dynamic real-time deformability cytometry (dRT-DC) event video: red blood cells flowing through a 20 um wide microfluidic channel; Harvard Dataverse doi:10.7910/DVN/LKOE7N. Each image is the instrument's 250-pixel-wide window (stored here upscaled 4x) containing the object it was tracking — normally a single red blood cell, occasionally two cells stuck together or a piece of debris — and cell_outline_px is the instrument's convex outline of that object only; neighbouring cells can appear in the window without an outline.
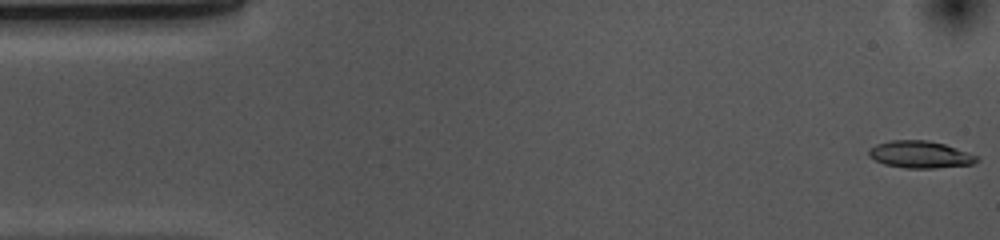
{"species": "common noctule bat (a hibernating species)", "species_latin": "Nyctalus noctula", "temperature_condition": "cold", "stored_images_in_passage": 53, "camera_frame_rate_fps": 3000, "um_per_image_px": 0.085, "animal": {"sex": "female", "body_mass_g": 10.0, "forearm_length_mm": 53.1}, "frame": {"image": 1, "passage_image": 1, "time_ms": 0.0, "image_size_px": [1000, 240], "cell_outline_px": [[980, 160], [972, 164], [936, 168], [904, 168], [884, 164], [868, 156], [868, 148], [876, 144], [888, 140], [928, 140], [944, 144], [956, 148], [976, 156]], "centroid_in_image_um": [78.16, 13.13], "position_along_channel_um": 6.8, "area_um2": 17.05}}
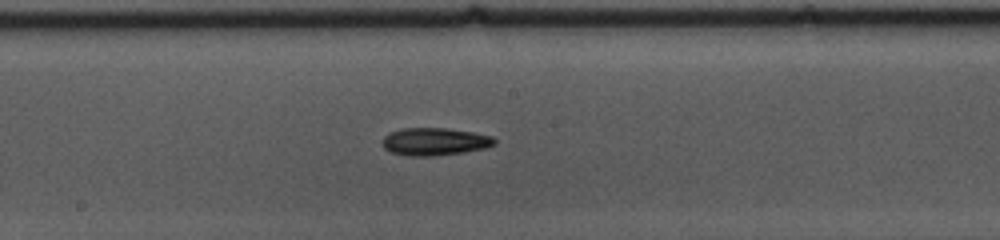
{"frame": {"image": 2, "passage_image": 27, "time_ms": 8.667, "image_size_px": [1000, 240], "cell_outline_px": [[496, 144], [484, 148], [464, 152], [432, 156], [408, 156], [392, 152], [384, 148], [380, 144], [384, 136], [388, 132], [404, 128], [448, 128], [472, 132], [492, 136], [496, 140]], "centroid_in_image_um": [36.92, 12.03], "position_along_channel_um": 211.3, "area_um2": 18.15}}
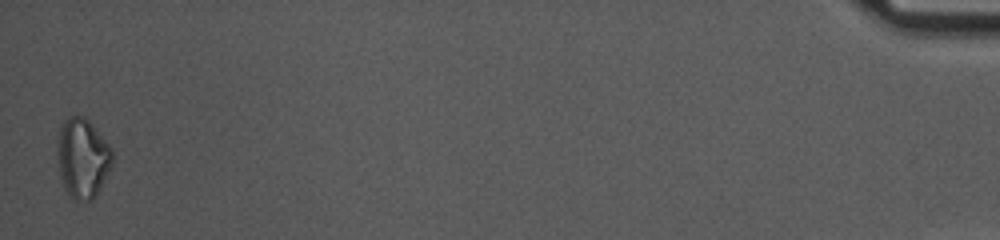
{"frame": {"image": 3, "passage_image": 53, "time_ms": 17.333, "image_size_px": [1000, 240], "cell_outline_px": [[112, 168], [100, 188], [92, 200], [76, 200], [68, 196], [64, 188], [60, 176], [56, 152], [60, 124], [68, 116], [84, 116], [92, 124], [112, 148]], "centroid_in_image_um": [7.01, 13.43], "position_along_channel_um": 428.2, "area_um2": 25.84}, "authors_computed_cell_mechanics": {"area_um2": 17.4556, "velocity_mm_per_s": 3.659, "shape_relaxation_time_tau1_ms": 10.6257, "shape_relaxation_time_tau2_ms": null, "deformation_change_tau1": 0.1839, "deformation_change_tau2": null}}